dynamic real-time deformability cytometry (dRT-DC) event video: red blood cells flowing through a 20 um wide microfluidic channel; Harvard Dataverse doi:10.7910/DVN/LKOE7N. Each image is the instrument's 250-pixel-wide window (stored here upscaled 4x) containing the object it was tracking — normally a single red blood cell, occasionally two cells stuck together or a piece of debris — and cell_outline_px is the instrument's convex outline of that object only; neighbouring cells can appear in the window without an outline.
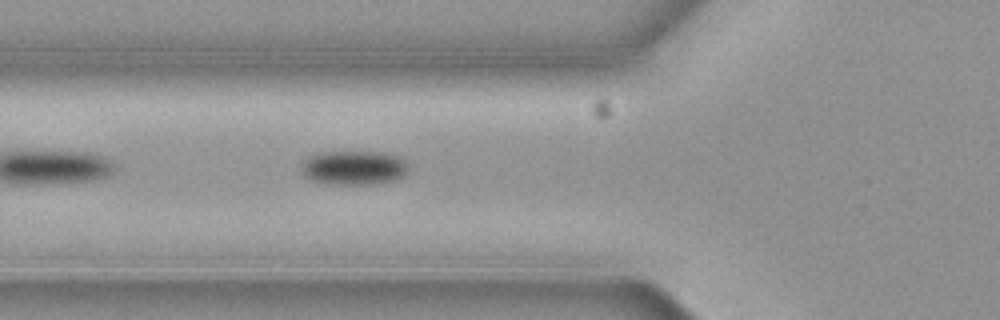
{"species": "common noctule bat (a hibernating species)", "species_latin": "Nyctalus noctula", "temperature_condition": "cold", "stored_images_in_passage": 3, "camera_frame_rate_fps": 3000, "um_per_image_px": 0.085, "animal": {"sex": "female", "body_mass_g": 19.3, "forearm_length_mm": 54.1}, "frame": {"image": 1, "passage_image": 3, "time_ms": 0.667, "image_size_px": [1000, 320], "cell_outline_px": [[408, 168], [404, 176], [396, 180], [376, 184], [324, 184], [312, 180], [304, 176], [304, 160], [308, 156], [320, 152], [384, 152], [400, 156], [408, 164]], "centroid_in_image_um": [30.13, 14.26], "position_along_channel_um": 95.7, "area_um2": 21.5}}